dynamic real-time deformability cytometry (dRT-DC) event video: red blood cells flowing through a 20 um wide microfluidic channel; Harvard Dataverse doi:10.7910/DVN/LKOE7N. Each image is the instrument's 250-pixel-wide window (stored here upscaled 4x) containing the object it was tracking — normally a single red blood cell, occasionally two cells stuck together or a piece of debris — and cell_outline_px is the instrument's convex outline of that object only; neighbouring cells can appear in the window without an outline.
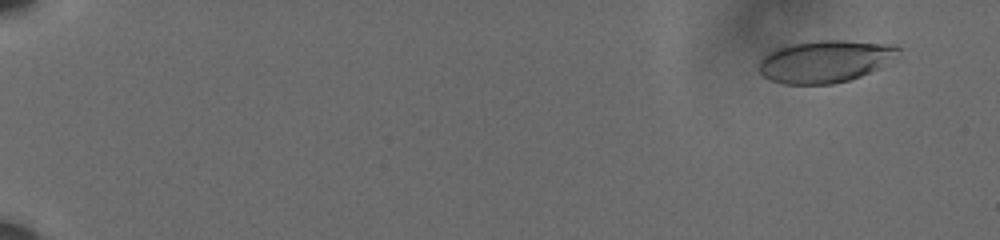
{"species": "human", "species_latin": "Homo sapiens", "temperature_condition": "cold", "stored_images_in_passage": 20, "camera_frame_rate_fps": 3000, "um_per_image_px": 0.085, "donor": {"sex": "male"}, "frame": {"image": 1, "passage_image": 5, "time_ms": 1.333, "image_size_px": [1000, 240], "cell_outline_px": [[900, 52], [896, 56], [880, 68], [860, 76], [848, 80], [832, 84], [784, 84], [768, 80], [760, 72], [760, 60], [768, 52], [776, 48], [788, 44], [816, 40], [844, 40], [896, 44], [900, 48]], "centroid_in_image_um": [70.14, 5.2], "position_along_channel_um": 14.9, "area_um2": 34.56}}